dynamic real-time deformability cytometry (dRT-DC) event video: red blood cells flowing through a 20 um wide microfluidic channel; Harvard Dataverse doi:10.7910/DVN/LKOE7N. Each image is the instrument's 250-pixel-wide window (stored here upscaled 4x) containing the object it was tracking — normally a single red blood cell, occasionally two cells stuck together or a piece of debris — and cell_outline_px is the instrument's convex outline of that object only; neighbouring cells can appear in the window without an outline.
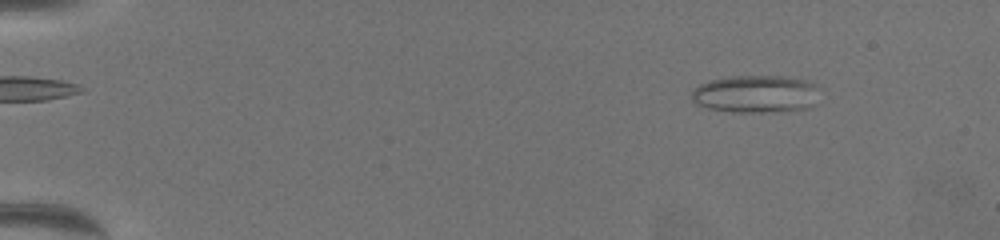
{"species": "common noctule bat (a hibernating species)", "species_latin": "Nyctalus noctula", "temperature_condition": "warm", "stored_images_in_passage": 63, "camera_frame_rate_fps": 3000, "um_per_image_px": 0.085, "animal": {"sex": "female", "body_mass_g": 19.5, "forearm_length_mm": 54.1}, "frame": {"image": 1, "passage_image": 8, "time_ms": 2.333, "image_size_px": [1000, 240], "cell_outline_px": [[820, 104], [812, 108], [784, 112], [732, 112], [708, 108], [696, 104], [688, 96], [692, 88], [708, 80], [728, 76], [784, 76], [808, 80], [816, 84], [820, 88]], "centroid_in_image_um": [64.32, 8.0], "position_along_channel_um": 20.7, "area_um2": 29.36}}
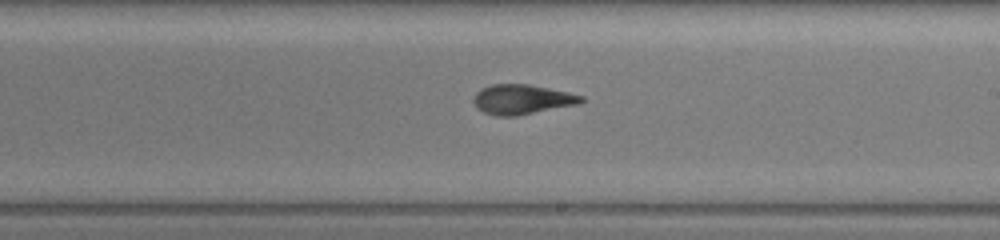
{"frame": {"image": 2, "passage_image": 39, "time_ms": 12.667, "image_size_px": [1000, 240], "cell_outline_px": [[584, 100], [580, 104], [516, 116], [496, 116], [484, 112], [476, 108], [472, 100], [476, 92], [492, 84], [528, 84], [568, 92], [584, 96]], "centroid_in_image_um": [44.38, 8.46], "position_along_channel_um": 244.6, "area_um2": 18.73}}
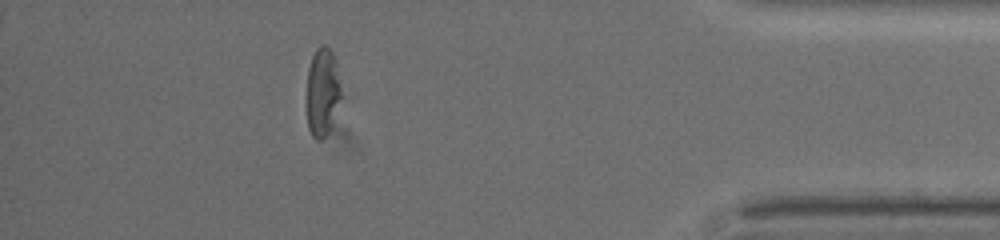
{"frame": {"image": 3, "passage_image": 57, "time_ms": 18.667, "image_size_px": [1000, 240], "cell_outline_px": [[340, 96], [328, 132], [320, 140], [316, 140], [312, 136], [308, 128], [308, 68], [312, 56], [316, 48], [320, 44], [324, 44], [332, 52], [340, 88]], "centroid_in_image_um": [27.38, 7.8], "position_along_channel_um": 407.8, "area_um2": 16.88}, "authors_computed_cell_mechanics": {"area_um2": 19.4786, "velocity_mm_per_s": 3.3522, "shape_relaxation_time_tau1_ms": 10.9449, "shape_relaxation_time_tau2_ms": 2.1659, "deformation_change_tau1": 0.267, "deformation_change_tau2": 0.1075}}